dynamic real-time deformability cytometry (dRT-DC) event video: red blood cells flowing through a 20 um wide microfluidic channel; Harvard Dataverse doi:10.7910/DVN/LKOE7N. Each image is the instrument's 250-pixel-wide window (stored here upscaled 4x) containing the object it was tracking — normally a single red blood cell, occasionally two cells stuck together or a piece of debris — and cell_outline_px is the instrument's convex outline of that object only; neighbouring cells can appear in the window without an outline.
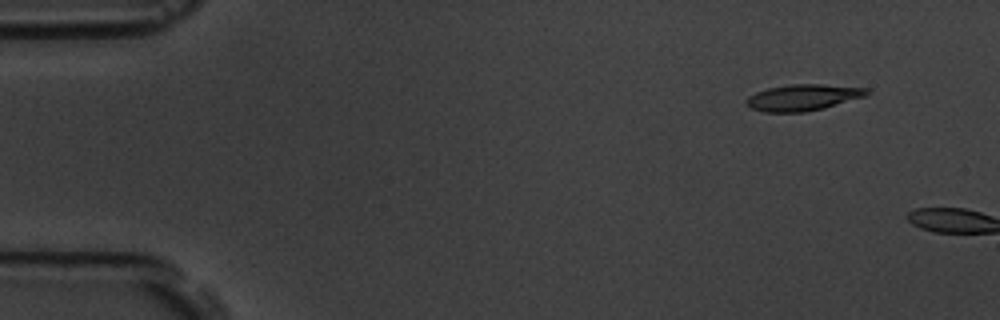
{"species": "common noctule bat (a hibernating species)", "species_latin": "Nyctalus noctula", "temperature_condition": "room temperature", "stored_images_in_passage": 3, "camera_frame_rate_fps": 3000, "um_per_image_px": 0.085, "animal": {"sex": "male", "body_mass_g": 19.5, "forearm_length_mm": 54.6}, "frame": {"image": 1, "passage_image": 2, "time_ms": 1.333, "image_size_px": [1000, 320], "cell_outline_px": [[872, 92], [868, 96], [824, 108], [804, 112], [764, 112], [752, 108], [744, 104], [744, 100], [748, 96], [756, 92], [768, 88], [788, 84], [820, 84], [868, 88]], "centroid_in_image_um": [68.27, 8.28], "position_along_channel_um": 16.7, "area_um2": 18.73}}